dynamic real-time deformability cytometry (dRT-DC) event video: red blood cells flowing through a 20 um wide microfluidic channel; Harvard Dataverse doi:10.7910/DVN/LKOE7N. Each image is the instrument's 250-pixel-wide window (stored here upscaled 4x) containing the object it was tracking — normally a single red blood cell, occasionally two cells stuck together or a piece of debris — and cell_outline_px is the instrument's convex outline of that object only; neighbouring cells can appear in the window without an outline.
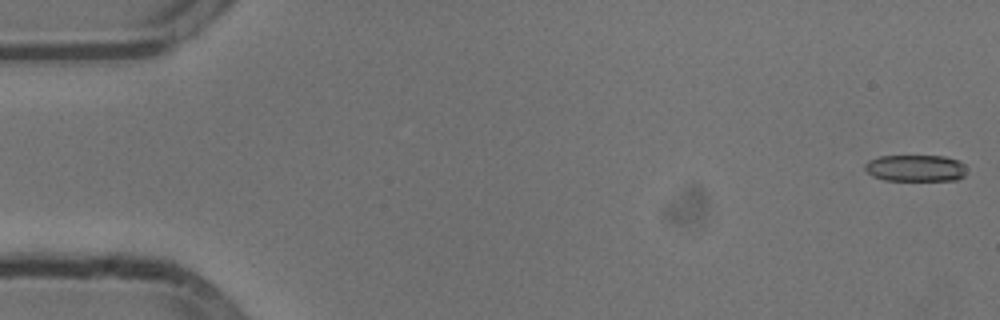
{"species": "common noctule bat (a hibernating species)", "species_latin": "Nyctalus noctula", "temperature_condition": "cold", "stored_images_in_passage": 17, "camera_frame_rate_fps": 3000, "um_per_image_px": 0.085, "animal": {"sex": "male", "body_mass_g": 13.3}, "frame": {"image": 1, "passage_image": 1, "time_ms": 0.0, "image_size_px": [1000, 320], "cell_outline_px": [[964, 176], [956, 180], [884, 180], [872, 176], [864, 168], [864, 164], [868, 160], [880, 156], [944, 156], [960, 160], [964, 164]], "centroid_in_image_um": [77.8, 14.28], "position_along_channel_um": 7.2, "area_um2": 15.84}}
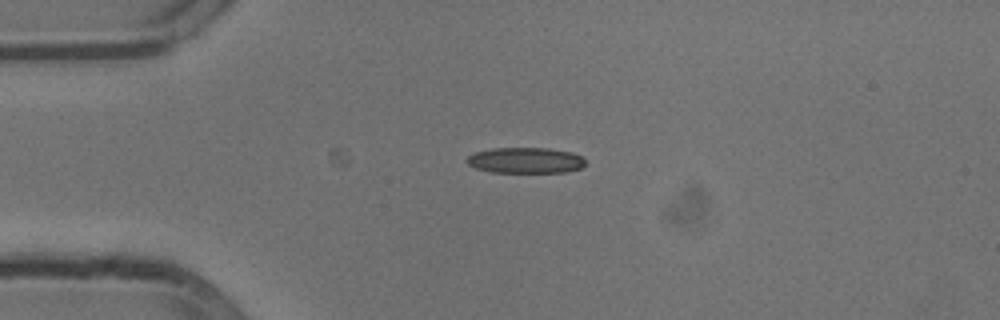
{"frame": {"image": 2, "passage_image": 13, "time_ms": 4.0, "image_size_px": [1000, 320], "cell_outline_px": [[584, 164], [580, 168], [564, 172], [492, 172], [476, 168], [468, 164], [468, 156], [476, 152], [492, 148], [548, 148], [572, 152], [580, 156], [584, 160]], "centroid_in_image_um": [44.66, 13.62], "position_along_channel_um": 40.3, "area_um2": 17.57}}